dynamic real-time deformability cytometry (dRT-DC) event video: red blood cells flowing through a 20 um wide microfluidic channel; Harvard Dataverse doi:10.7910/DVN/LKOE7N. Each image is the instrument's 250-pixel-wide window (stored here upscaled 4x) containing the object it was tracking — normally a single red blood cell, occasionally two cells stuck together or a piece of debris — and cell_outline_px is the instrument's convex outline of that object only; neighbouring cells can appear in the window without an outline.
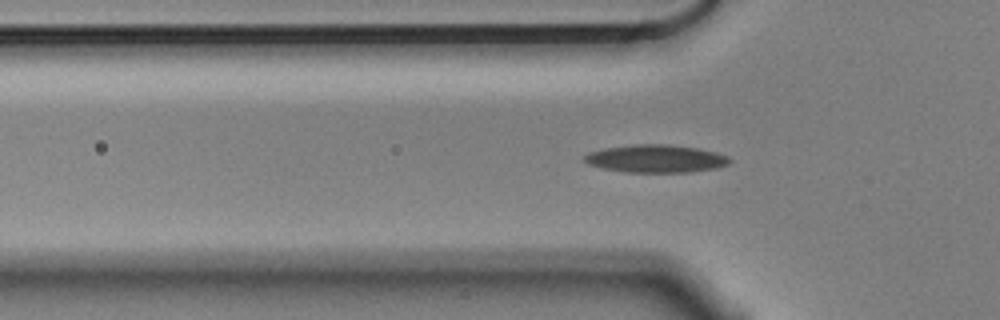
{"species": "Egyptian fruit bat (a non-hibernating species)", "species_latin": "Rousettus aegyptiacus", "temperature_condition": "cold", "stored_images_in_passage": 49, "camera_frame_rate_fps": 3000, "um_per_image_px": 0.085, "animal": {"sex": "male"}, "frame": {"image": 1, "passage_image": 16, "time_ms": 5.0, "image_size_px": [1000, 320], "cell_outline_px": [[732, 160], [728, 164], [716, 168], [688, 172], [624, 172], [604, 168], [588, 164], [584, 160], [584, 156], [588, 152], [604, 148], [636, 144], [668, 144], [696, 148], [716, 152], [728, 156]], "centroid_in_image_um": [55.75, 13.48], "position_along_channel_um": 70.1, "area_um2": 23.47}}
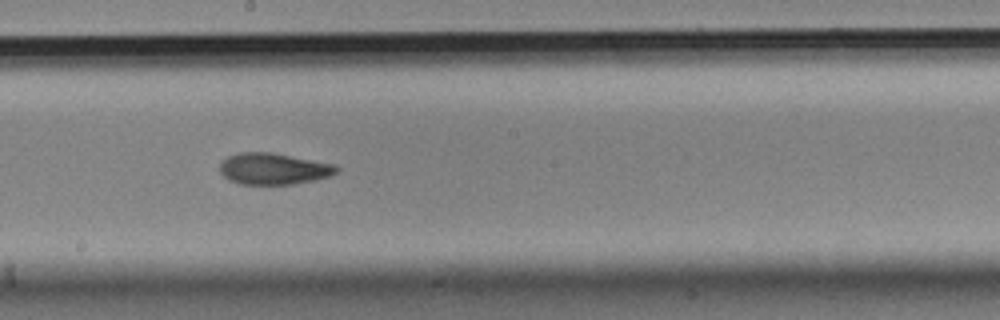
{"frame": {"image": 2, "passage_image": 29, "time_ms": 9.333, "image_size_px": [1000, 320], "cell_outline_px": [[340, 168], [332, 176], [316, 180], [292, 184], [240, 184], [228, 180], [220, 172], [220, 160], [228, 156], [240, 152], [272, 152], [336, 164]], "centroid_in_image_um": [23.26, 14.34], "position_along_channel_um": 224.9, "area_um2": 21.68}}
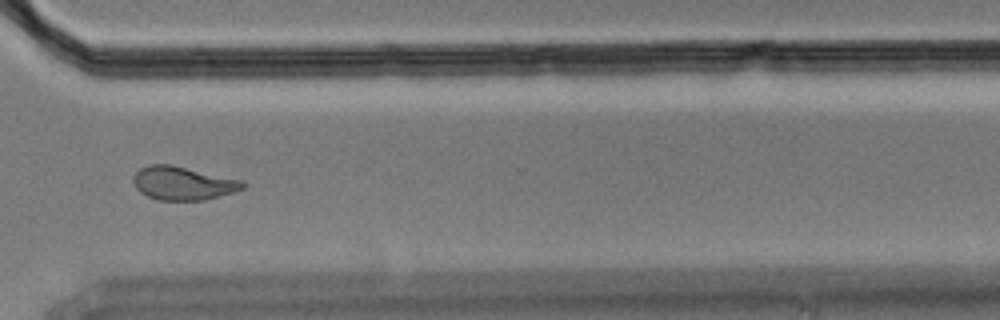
{"frame": {"image": 3, "passage_image": 40, "time_ms": 13.0, "image_size_px": [1000, 320], "cell_outline_px": [[244, 188], [220, 196], [204, 200], [160, 200], [148, 196], [140, 192], [136, 188], [132, 180], [136, 172], [140, 168], [148, 164], [168, 164], [244, 180]], "centroid_in_image_um": [15.54, 15.57], "position_along_channel_um": 355.1, "area_um2": 21.21}}